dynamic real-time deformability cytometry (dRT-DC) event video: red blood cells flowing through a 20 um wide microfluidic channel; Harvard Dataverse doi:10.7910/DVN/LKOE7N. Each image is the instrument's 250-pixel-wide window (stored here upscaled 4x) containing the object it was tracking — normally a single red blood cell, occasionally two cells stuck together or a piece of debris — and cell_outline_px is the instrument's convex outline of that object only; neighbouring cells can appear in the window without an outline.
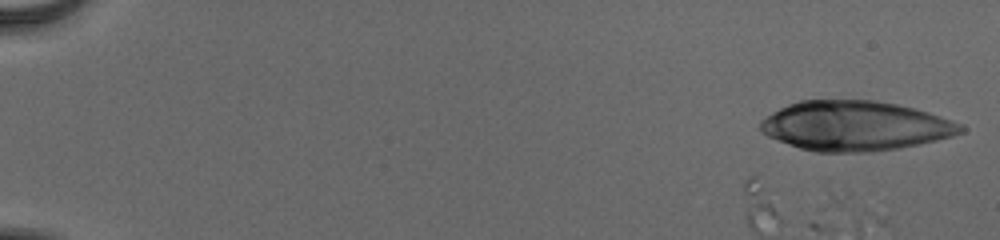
{"species": "human", "species_latin": "Homo sapiens", "temperature_condition": "cold", "stored_images_in_passage": 9, "camera_frame_rate_fps": 3000, "um_per_image_px": 0.085, "donor": {"sex": "male"}, "frame": {"image": 1, "passage_image": 1, "time_ms": 0.0, "image_size_px": [1000, 240], "cell_outline_px": [[968, 128], [964, 132], [952, 136], [936, 140], [896, 148], [868, 152], [816, 152], [800, 148], [776, 140], [760, 132], [760, 120], [772, 112], [788, 104], [800, 100], [876, 100], [896, 104], [928, 112], [964, 124]], "centroid_in_image_um": [72.68, 10.69], "position_along_channel_um": 12.3, "area_um2": 58.09}}